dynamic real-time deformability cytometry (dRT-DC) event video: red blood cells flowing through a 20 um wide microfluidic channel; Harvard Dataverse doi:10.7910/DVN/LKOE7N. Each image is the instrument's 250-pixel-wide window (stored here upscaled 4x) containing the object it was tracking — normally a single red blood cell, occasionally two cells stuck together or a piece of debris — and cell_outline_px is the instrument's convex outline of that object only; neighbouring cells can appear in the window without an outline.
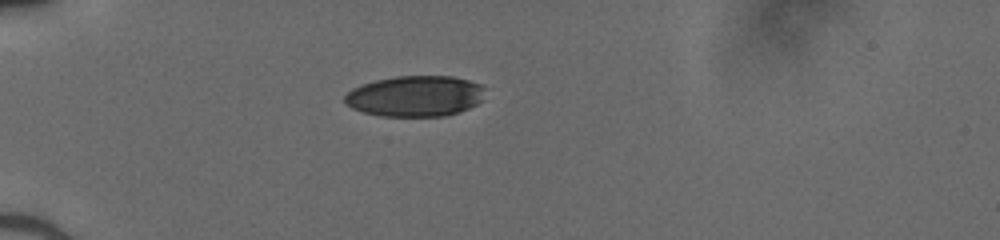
{"species": "human", "species_latin": "Homo sapiens", "temperature_condition": "cold", "stored_images_in_passage": 35, "camera_frame_rate_fps": 3000, "um_per_image_px": 0.085, "donor": {"sex": "male"}, "frame": {"image": 1, "passage_image": 1, "time_ms": 0.0, "image_size_px": [1000, 240], "cell_outline_px": [[484, 88], [480, 100], [476, 104], [460, 112], [444, 116], [380, 116], [364, 112], [352, 108], [344, 104], [344, 96], [352, 88], [376, 80], [396, 76], [452, 76], [468, 80], [480, 84]], "centroid_in_image_um": [35.26, 8.17], "position_along_channel_um": 49.7, "area_um2": 33.29}}
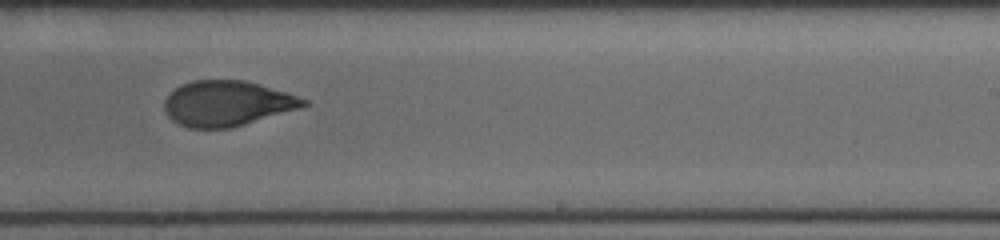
{"frame": {"image": 2, "passage_image": 19, "time_ms": 6.0, "image_size_px": [1000, 240], "cell_outline_px": [[308, 104], [296, 108], [244, 124], [228, 128], [188, 128], [176, 124], [168, 116], [164, 108], [164, 100], [180, 84], [192, 80], [244, 80], [260, 84], [308, 100]], "centroid_in_image_um": [19.22, 8.79], "position_along_channel_um": 269.8, "area_um2": 36.24}}
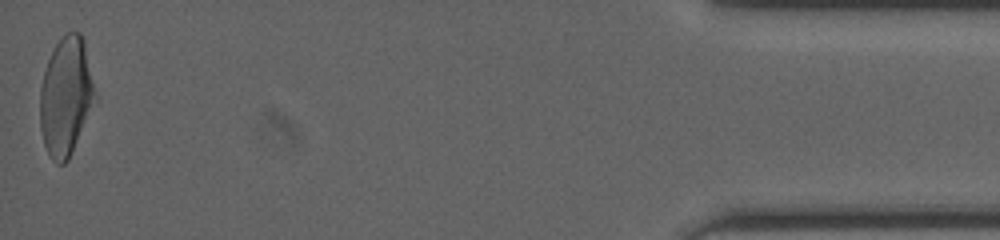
{"frame": {"image": 3, "passage_image": 35, "time_ms": 11.333, "image_size_px": [1000, 240], "cell_outline_px": [[96, 100], [68, 160], [64, 164], [56, 164], [52, 160], [44, 144], [40, 128], [40, 88], [44, 72], [48, 60], [56, 44], [68, 32], [80, 32], [84, 40], [96, 96]], "centroid_in_image_um": [5.59, 8.22], "position_along_channel_um": 429.6, "area_um2": 37.63}}